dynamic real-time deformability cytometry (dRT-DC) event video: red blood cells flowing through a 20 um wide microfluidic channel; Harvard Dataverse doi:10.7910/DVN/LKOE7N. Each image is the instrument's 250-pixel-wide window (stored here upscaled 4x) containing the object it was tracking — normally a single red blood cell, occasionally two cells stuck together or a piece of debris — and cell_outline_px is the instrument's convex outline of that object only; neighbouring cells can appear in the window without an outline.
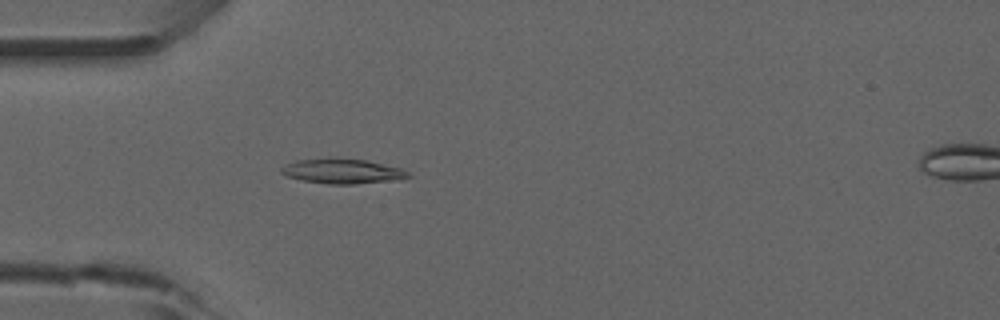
{"species": "common noctule bat (a hibernating species)", "species_latin": "Nyctalus noctula", "temperature_condition": "room temperature", "stored_images_in_passage": 47, "camera_frame_rate_fps": 3000, "um_per_image_px": 0.085, "animal": {"sex": "male", "forearm_length_mm": 52.5}, "frame": {"image": 1, "passage_image": 10, "time_ms": 3.0, "image_size_px": [1000, 320], "cell_outline_px": [[412, 176], [400, 180], [356, 184], [328, 184], [304, 180], [288, 176], [280, 172], [280, 168], [296, 160], [328, 156], [364, 160], [400, 168], [408, 172]], "centroid_in_image_um": [29.11, 14.54], "position_along_channel_um": 55.9, "area_um2": 18.61}}
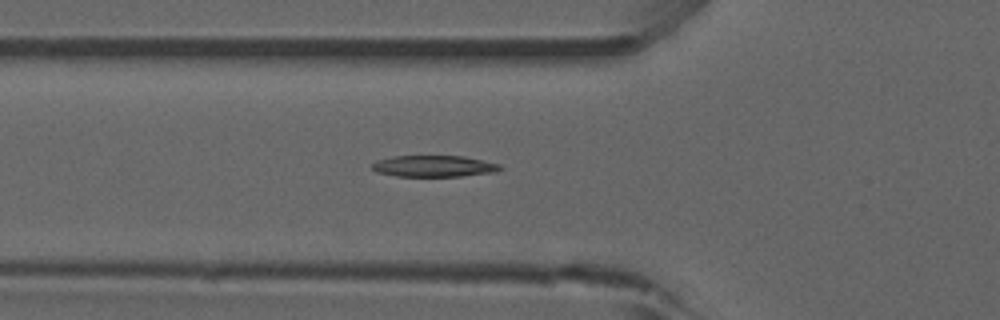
{"frame": {"image": 2, "passage_image": 13, "time_ms": 4.0, "image_size_px": [1000, 320], "cell_outline_px": [[504, 168], [496, 172], [460, 176], [396, 176], [376, 172], [372, 168], [372, 164], [376, 160], [392, 156], [464, 156], [500, 164]], "centroid_in_image_um": [36.89, 14.12], "position_along_channel_um": 88.9, "area_um2": 16.01}}
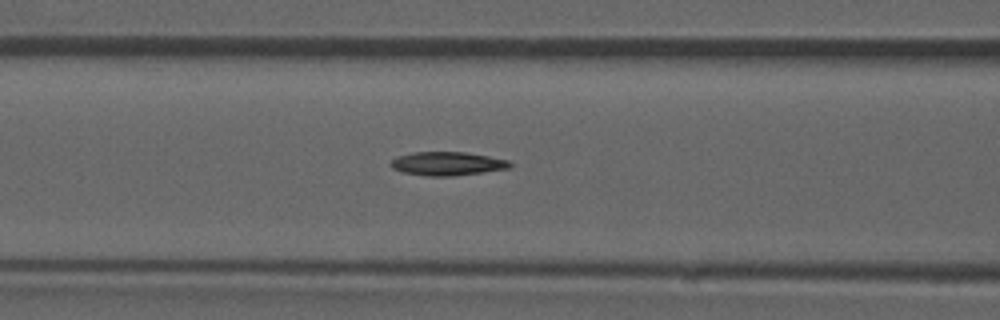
{"frame": {"image": 3, "passage_image": 16, "time_ms": 5.0, "image_size_px": [1000, 320], "cell_outline_px": [[512, 164], [508, 168], [452, 176], [424, 176], [404, 172], [392, 168], [388, 164], [396, 156], [412, 152], [464, 152], [488, 156], [508, 160]], "centroid_in_image_um": [37.95, 13.9], "position_along_channel_um": 128.6, "area_um2": 16.3}}